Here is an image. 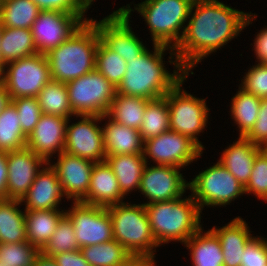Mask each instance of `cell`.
Returning a JSON list of instances; mask_svg holds the SVG:
<instances>
[{
    "instance_id": "cell-7",
    "label": "cell",
    "mask_w": 267,
    "mask_h": 266,
    "mask_svg": "<svg viewBox=\"0 0 267 266\" xmlns=\"http://www.w3.org/2000/svg\"><path fill=\"white\" fill-rule=\"evenodd\" d=\"M69 102L76 116L106 115L117 93V87L95 68L66 83Z\"/></svg>"
},
{
    "instance_id": "cell-14",
    "label": "cell",
    "mask_w": 267,
    "mask_h": 266,
    "mask_svg": "<svg viewBox=\"0 0 267 266\" xmlns=\"http://www.w3.org/2000/svg\"><path fill=\"white\" fill-rule=\"evenodd\" d=\"M83 16L84 14L51 10L40 11L31 27L37 52L46 54L66 41L83 22L89 20Z\"/></svg>"
},
{
    "instance_id": "cell-8",
    "label": "cell",
    "mask_w": 267,
    "mask_h": 266,
    "mask_svg": "<svg viewBox=\"0 0 267 266\" xmlns=\"http://www.w3.org/2000/svg\"><path fill=\"white\" fill-rule=\"evenodd\" d=\"M6 65L9 66H4L0 72V82L11 99L37 97L40 90L52 79L45 54L38 53Z\"/></svg>"
},
{
    "instance_id": "cell-4",
    "label": "cell",
    "mask_w": 267,
    "mask_h": 266,
    "mask_svg": "<svg viewBox=\"0 0 267 266\" xmlns=\"http://www.w3.org/2000/svg\"><path fill=\"white\" fill-rule=\"evenodd\" d=\"M144 206L158 246L176 240L185 243L201 228V210L192 195Z\"/></svg>"
},
{
    "instance_id": "cell-38",
    "label": "cell",
    "mask_w": 267,
    "mask_h": 266,
    "mask_svg": "<svg viewBox=\"0 0 267 266\" xmlns=\"http://www.w3.org/2000/svg\"><path fill=\"white\" fill-rule=\"evenodd\" d=\"M80 249L74 227L70 219L64 215L57 224L52 237L41 250L44 255L54 257L62 252Z\"/></svg>"
},
{
    "instance_id": "cell-18",
    "label": "cell",
    "mask_w": 267,
    "mask_h": 266,
    "mask_svg": "<svg viewBox=\"0 0 267 266\" xmlns=\"http://www.w3.org/2000/svg\"><path fill=\"white\" fill-rule=\"evenodd\" d=\"M94 164L93 161L63 151L58 155L57 163L50 165L56 171L67 199L81 202L87 196Z\"/></svg>"
},
{
    "instance_id": "cell-6",
    "label": "cell",
    "mask_w": 267,
    "mask_h": 266,
    "mask_svg": "<svg viewBox=\"0 0 267 266\" xmlns=\"http://www.w3.org/2000/svg\"><path fill=\"white\" fill-rule=\"evenodd\" d=\"M193 1L145 0L134 9L144 17L155 44L175 48L184 34L186 27L184 23L189 18ZM182 27L183 31L180 35L179 31Z\"/></svg>"
},
{
    "instance_id": "cell-11",
    "label": "cell",
    "mask_w": 267,
    "mask_h": 266,
    "mask_svg": "<svg viewBox=\"0 0 267 266\" xmlns=\"http://www.w3.org/2000/svg\"><path fill=\"white\" fill-rule=\"evenodd\" d=\"M65 212L74 227L80 248L109 242L114 239L112 220L107 207L74 202Z\"/></svg>"
},
{
    "instance_id": "cell-24",
    "label": "cell",
    "mask_w": 267,
    "mask_h": 266,
    "mask_svg": "<svg viewBox=\"0 0 267 266\" xmlns=\"http://www.w3.org/2000/svg\"><path fill=\"white\" fill-rule=\"evenodd\" d=\"M109 118L102 128L104 147L107 155L143 154L144 141L139 130L118 124Z\"/></svg>"
},
{
    "instance_id": "cell-15",
    "label": "cell",
    "mask_w": 267,
    "mask_h": 266,
    "mask_svg": "<svg viewBox=\"0 0 267 266\" xmlns=\"http://www.w3.org/2000/svg\"><path fill=\"white\" fill-rule=\"evenodd\" d=\"M81 121L66 126L64 152L93 162L106 159L102 128L96 122L104 120L103 116H76ZM83 117V118H82Z\"/></svg>"
},
{
    "instance_id": "cell-42",
    "label": "cell",
    "mask_w": 267,
    "mask_h": 266,
    "mask_svg": "<svg viewBox=\"0 0 267 266\" xmlns=\"http://www.w3.org/2000/svg\"><path fill=\"white\" fill-rule=\"evenodd\" d=\"M241 88L257 98H267V63H258L243 77Z\"/></svg>"
},
{
    "instance_id": "cell-26",
    "label": "cell",
    "mask_w": 267,
    "mask_h": 266,
    "mask_svg": "<svg viewBox=\"0 0 267 266\" xmlns=\"http://www.w3.org/2000/svg\"><path fill=\"white\" fill-rule=\"evenodd\" d=\"M64 215V210L25 211L27 241L41 251Z\"/></svg>"
},
{
    "instance_id": "cell-46",
    "label": "cell",
    "mask_w": 267,
    "mask_h": 266,
    "mask_svg": "<svg viewBox=\"0 0 267 266\" xmlns=\"http://www.w3.org/2000/svg\"><path fill=\"white\" fill-rule=\"evenodd\" d=\"M53 258L58 266H91L82 255L80 249L62 252Z\"/></svg>"
},
{
    "instance_id": "cell-45",
    "label": "cell",
    "mask_w": 267,
    "mask_h": 266,
    "mask_svg": "<svg viewBox=\"0 0 267 266\" xmlns=\"http://www.w3.org/2000/svg\"><path fill=\"white\" fill-rule=\"evenodd\" d=\"M245 137L261 148L267 146V98L261 99L255 125Z\"/></svg>"
},
{
    "instance_id": "cell-43",
    "label": "cell",
    "mask_w": 267,
    "mask_h": 266,
    "mask_svg": "<svg viewBox=\"0 0 267 266\" xmlns=\"http://www.w3.org/2000/svg\"><path fill=\"white\" fill-rule=\"evenodd\" d=\"M241 266H267V240L252 237L245 246Z\"/></svg>"
},
{
    "instance_id": "cell-5",
    "label": "cell",
    "mask_w": 267,
    "mask_h": 266,
    "mask_svg": "<svg viewBox=\"0 0 267 266\" xmlns=\"http://www.w3.org/2000/svg\"><path fill=\"white\" fill-rule=\"evenodd\" d=\"M112 220L114 240L134 256L155 257L157 242L144 204L118 203L107 207Z\"/></svg>"
},
{
    "instance_id": "cell-52",
    "label": "cell",
    "mask_w": 267,
    "mask_h": 266,
    "mask_svg": "<svg viewBox=\"0 0 267 266\" xmlns=\"http://www.w3.org/2000/svg\"><path fill=\"white\" fill-rule=\"evenodd\" d=\"M2 29H3V26L0 21V41H1V36H2ZM4 66L5 65L2 63V56H1V51H0V72L3 70Z\"/></svg>"
},
{
    "instance_id": "cell-2",
    "label": "cell",
    "mask_w": 267,
    "mask_h": 266,
    "mask_svg": "<svg viewBox=\"0 0 267 266\" xmlns=\"http://www.w3.org/2000/svg\"><path fill=\"white\" fill-rule=\"evenodd\" d=\"M153 46V53L146 48L138 57L127 60L126 73L117 87V93L148 100L158 99L189 75L185 69L174 70L171 74L164 68V51L170 48V56H176L174 48L155 43Z\"/></svg>"
},
{
    "instance_id": "cell-31",
    "label": "cell",
    "mask_w": 267,
    "mask_h": 266,
    "mask_svg": "<svg viewBox=\"0 0 267 266\" xmlns=\"http://www.w3.org/2000/svg\"><path fill=\"white\" fill-rule=\"evenodd\" d=\"M40 11L31 0H0V21L3 27L31 29Z\"/></svg>"
},
{
    "instance_id": "cell-40",
    "label": "cell",
    "mask_w": 267,
    "mask_h": 266,
    "mask_svg": "<svg viewBox=\"0 0 267 266\" xmlns=\"http://www.w3.org/2000/svg\"><path fill=\"white\" fill-rule=\"evenodd\" d=\"M11 102L16 107L21 129L28 137L42 115L38 100L36 97H19L11 99Z\"/></svg>"
},
{
    "instance_id": "cell-3",
    "label": "cell",
    "mask_w": 267,
    "mask_h": 266,
    "mask_svg": "<svg viewBox=\"0 0 267 266\" xmlns=\"http://www.w3.org/2000/svg\"><path fill=\"white\" fill-rule=\"evenodd\" d=\"M99 40L98 29L89 19L66 41L46 53L52 80L68 83L93 71Z\"/></svg>"
},
{
    "instance_id": "cell-13",
    "label": "cell",
    "mask_w": 267,
    "mask_h": 266,
    "mask_svg": "<svg viewBox=\"0 0 267 266\" xmlns=\"http://www.w3.org/2000/svg\"><path fill=\"white\" fill-rule=\"evenodd\" d=\"M202 151L188 137L170 130L144 141L143 157L147 161L149 156L157 165L181 168L201 156Z\"/></svg>"
},
{
    "instance_id": "cell-22",
    "label": "cell",
    "mask_w": 267,
    "mask_h": 266,
    "mask_svg": "<svg viewBox=\"0 0 267 266\" xmlns=\"http://www.w3.org/2000/svg\"><path fill=\"white\" fill-rule=\"evenodd\" d=\"M263 148L253 144L246 137L224 150L219 162L245 187L250 179L256 155Z\"/></svg>"
},
{
    "instance_id": "cell-20",
    "label": "cell",
    "mask_w": 267,
    "mask_h": 266,
    "mask_svg": "<svg viewBox=\"0 0 267 266\" xmlns=\"http://www.w3.org/2000/svg\"><path fill=\"white\" fill-rule=\"evenodd\" d=\"M42 168L20 200L21 203L26 202L25 211L59 210L61 197L65 196L56 171L51 166Z\"/></svg>"
},
{
    "instance_id": "cell-1",
    "label": "cell",
    "mask_w": 267,
    "mask_h": 266,
    "mask_svg": "<svg viewBox=\"0 0 267 266\" xmlns=\"http://www.w3.org/2000/svg\"><path fill=\"white\" fill-rule=\"evenodd\" d=\"M251 16V12L238 11L218 0H194L189 12L190 20L174 48L176 60L169 62L176 69H185L189 73L201 59L227 44L246 25L251 24L250 20L255 19V14L252 16L254 18Z\"/></svg>"
},
{
    "instance_id": "cell-49",
    "label": "cell",
    "mask_w": 267,
    "mask_h": 266,
    "mask_svg": "<svg viewBox=\"0 0 267 266\" xmlns=\"http://www.w3.org/2000/svg\"><path fill=\"white\" fill-rule=\"evenodd\" d=\"M119 266H155L153 256H134L131 255L124 263Z\"/></svg>"
},
{
    "instance_id": "cell-29",
    "label": "cell",
    "mask_w": 267,
    "mask_h": 266,
    "mask_svg": "<svg viewBox=\"0 0 267 266\" xmlns=\"http://www.w3.org/2000/svg\"><path fill=\"white\" fill-rule=\"evenodd\" d=\"M20 200H0V244L27 241L25 213L18 209Z\"/></svg>"
},
{
    "instance_id": "cell-48",
    "label": "cell",
    "mask_w": 267,
    "mask_h": 266,
    "mask_svg": "<svg viewBox=\"0 0 267 266\" xmlns=\"http://www.w3.org/2000/svg\"><path fill=\"white\" fill-rule=\"evenodd\" d=\"M7 152L0 151V200L7 199Z\"/></svg>"
},
{
    "instance_id": "cell-39",
    "label": "cell",
    "mask_w": 267,
    "mask_h": 266,
    "mask_svg": "<svg viewBox=\"0 0 267 266\" xmlns=\"http://www.w3.org/2000/svg\"><path fill=\"white\" fill-rule=\"evenodd\" d=\"M41 251L28 241L0 244V264L2 266H33Z\"/></svg>"
},
{
    "instance_id": "cell-27",
    "label": "cell",
    "mask_w": 267,
    "mask_h": 266,
    "mask_svg": "<svg viewBox=\"0 0 267 266\" xmlns=\"http://www.w3.org/2000/svg\"><path fill=\"white\" fill-rule=\"evenodd\" d=\"M203 233L200 228L184 244L191 252L193 266H224L223 252L217 235L208 230Z\"/></svg>"
},
{
    "instance_id": "cell-34",
    "label": "cell",
    "mask_w": 267,
    "mask_h": 266,
    "mask_svg": "<svg viewBox=\"0 0 267 266\" xmlns=\"http://www.w3.org/2000/svg\"><path fill=\"white\" fill-rule=\"evenodd\" d=\"M261 99L240 87L232 98L231 116L239 127V136L245 137L254 127L258 117Z\"/></svg>"
},
{
    "instance_id": "cell-28",
    "label": "cell",
    "mask_w": 267,
    "mask_h": 266,
    "mask_svg": "<svg viewBox=\"0 0 267 266\" xmlns=\"http://www.w3.org/2000/svg\"><path fill=\"white\" fill-rule=\"evenodd\" d=\"M2 63H7L38 54L31 29L3 27L0 41Z\"/></svg>"
},
{
    "instance_id": "cell-41",
    "label": "cell",
    "mask_w": 267,
    "mask_h": 266,
    "mask_svg": "<svg viewBox=\"0 0 267 266\" xmlns=\"http://www.w3.org/2000/svg\"><path fill=\"white\" fill-rule=\"evenodd\" d=\"M245 193H252L257 198L267 201V152L262 149L255 158L253 169Z\"/></svg>"
},
{
    "instance_id": "cell-23",
    "label": "cell",
    "mask_w": 267,
    "mask_h": 266,
    "mask_svg": "<svg viewBox=\"0 0 267 266\" xmlns=\"http://www.w3.org/2000/svg\"><path fill=\"white\" fill-rule=\"evenodd\" d=\"M220 240L224 266H241V257L252 238L248 224L240 217L234 218L221 228L211 229Z\"/></svg>"
},
{
    "instance_id": "cell-44",
    "label": "cell",
    "mask_w": 267,
    "mask_h": 266,
    "mask_svg": "<svg viewBox=\"0 0 267 266\" xmlns=\"http://www.w3.org/2000/svg\"><path fill=\"white\" fill-rule=\"evenodd\" d=\"M41 11L51 10L68 14H85L88 6L83 0H31Z\"/></svg>"
},
{
    "instance_id": "cell-21",
    "label": "cell",
    "mask_w": 267,
    "mask_h": 266,
    "mask_svg": "<svg viewBox=\"0 0 267 266\" xmlns=\"http://www.w3.org/2000/svg\"><path fill=\"white\" fill-rule=\"evenodd\" d=\"M123 198L117 178L107 162H96L92 168L87 196L81 202L108 207L122 203Z\"/></svg>"
},
{
    "instance_id": "cell-30",
    "label": "cell",
    "mask_w": 267,
    "mask_h": 266,
    "mask_svg": "<svg viewBox=\"0 0 267 266\" xmlns=\"http://www.w3.org/2000/svg\"><path fill=\"white\" fill-rule=\"evenodd\" d=\"M149 101L142 97L116 93L106 115L118 124L139 130Z\"/></svg>"
},
{
    "instance_id": "cell-25",
    "label": "cell",
    "mask_w": 267,
    "mask_h": 266,
    "mask_svg": "<svg viewBox=\"0 0 267 266\" xmlns=\"http://www.w3.org/2000/svg\"><path fill=\"white\" fill-rule=\"evenodd\" d=\"M105 161L114 172L124 196L135 188L139 190L143 171L148 165L143 154L107 155Z\"/></svg>"
},
{
    "instance_id": "cell-12",
    "label": "cell",
    "mask_w": 267,
    "mask_h": 266,
    "mask_svg": "<svg viewBox=\"0 0 267 266\" xmlns=\"http://www.w3.org/2000/svg\"><path fill=\"white\" fill-rule=\"evenodd\" d=\"M125 7L119 8L101 21L91 20L98 29L100 40L127 62L128 59L138 57L146 46L131 30L129 18L133 9L129 5Z\"/></svg>"
},
{
    "instance_id": "cell-37",
    "label": "cell",
    "mask_w": 267,
    "mask_h": 266,
    "mask_svg": "<svg viewBox=\"0 0 267 266\" xmlns=\"http://www.w3.org/2000/svg\"><path fill=\"white\" fill-rule=\"evenodd\" d=\"M95 68L104 75L110 83L118 87L126 73V61L99 40L96 50Z\"/></svg>"
},
{
    "instance_id": "cell-35",
    "label": "cell",
    "mask_w": 267,
    "mask_h": 266,
    "mask_svg": "<svg viewBox=\"0 0 267 266\" xmlns=\"http://www.w3.org/2000/svg\"><path fill=\"white\" fill-rule=\"evenodd\" d=\"M27 136L23 133L15 105L10 102L0 113V151L26 148Z\"/></svg>"
},
{
    "instance_id": "cell-19",
    "label": "cell",
    "mask_w": 267,
    "mask_h": 266,
    "mask_svg": "<svg viewBox=\"0 0 267 266\" xmlns=\"http://www.w3.org/2000/svg\"><path fill=\"white\" fill-rule=\"evenodd\" d=\"M69 119L42 114L39 122L27 137L26 147L49 162L52 154L58 151L59 155L64 151L66 126Z\"/></svg>"
},
{
    "instance_id": "cell-36",
    "label": "cell",
    "mask_w": 267,
    "mask_h": 266,
    "mask_svg": "<svg viewBox=\"0 0 267 266\" xmlns=\"http://www.w3.org/2000/svg\"><path fill=\"white\" fill-rule=\"evenodd\" d=\"M80 251L91 266H119L131 256L126 248L114 239L80 248Z\"/></svg>"
},
{
    "instance_id": "cell-51",
    "label": "cell",
    "mask_w": 267,
    "mask_h": 266,
    "mask_svg": "<svg viewBox=\"0 0 267 266\" xmlns=\"http://www.w3.org/2000/svg\"><path fill=\"white\" fill-rule=\"evenodd\" d=\"M11 102V98L4 85L0 82V113L8 106Z\"/></svg>"
},
{
    "instance_id": "cell-10",
    "label": "cell",
    "mask_w": 267,
    "mask_h": 266,
    "mask_svg": "<svg viewBox=\"0 0 267 266\" xmlns=\"http://www.w3.org/2000/svg\"><path fill=\"white\" fill-rule=\"evenodd\" d=\"M189 189L200 210L205 206H225L245 193L241 183L218 161L200 172Z\"/></svg>"
},
{
    "instance_id": "cell-50",
    "label": "cell",
    "mask_w": 267,
    "mask_h": 266,
    "mask_svg": "<svg viewBox=\"0 0 267 266\" xmlns=\"http://www.w3.org/2000/svg\"><path fill=\"white\" fill-rule=\"evenodd\" d=\"M33 266H58V265L53 257L44 255L42 252H40L36 256Z\"/></svg>"
},
{
    "instance_id": "cell-32",
    "label": "cell",
    "mask_w": 267,
    "mask_h": 266,
    "mask_svg": "<svg viewBox=\"0 0 267 266\" xmlns=\"http://www.w3.org/2000/svg\"><path fill=\"white\" fill-rule=\"evenodd\" d=\"M42 114L69 118L73 113L66 83L50 80L37 95Z\"/></svg>"
},
{
    "instance_id": "cell-17",
    "label": "cell",
    "mask_w": 267,
    "mask_h": 266,
    "mask_svg": "<svg viewBox=\"0 0 267 266\" xmlns=\"http://www.w3.org/2000/svg\"><path fill=\"white\" fill-rule=\"evenodd\" d=\"M44 164L48 166L50 162L36 155L27 147L7 152V199L21 200Z\"/></svg>"
},
{
    "instance_id": "cell-33",
    "label": "cell",
    "mask_w": 267,
    "mask_h": 266,
    "mask_svg": "<svg viewBox=\"0 0 267 266\" xmlns=\"http://www.w3.org/2000/svg\"><path fill=\"white\" fill-rule=\"evenodd\" d=\"M169 108L166 97L150 100L144 111L139 132L146 141L170 131Z\"/></svg>"
},
{
    "instance_id": "cell-47",
    "label": "cell",
    "mask_w": 267,
    "mask_h": 266,
    "mask_svg": "<svg viewBox=\"0 0 267 266\" xmlns=\"http://www.w3.org/2000/svg\"><path fill=\"white\" fill-rule=\"evenodd\" d=\"M254 41V50L258 62L267 63V28L260 30Z\"/></svg>"
},
{
    "instance_id": "cell-9",
    "label": "cell",
    "mask_w": 267,
    "mask_h": 266,
    "mask_svg": "<svg viewBox=\"0 0 267 266\" xmlns=\"http://www.w3.org/2000/svg\"><path fill=\"white\" fill-rule=\"evenodd\" d=\"M187 77L165 95L169 108L170 130L188 137L203 150L197 135L205 129L210 109L207 108L205 99L196 98L181 90Z\"/></svg>"
},
{
    "instance_id": "cell-16",
    "label": "cell",
    "mask_w": 267,
    "mask_h": 266,
    "mask_svg": "<svg viewBox=\"0 0 267 266\" xmlns=\"http://www.w3.org/2000/svg\"><path fill=\"white\" fill-rule=\"evenodd\" d=\"M178 169L180 168L170 165H146L139 186V191L149 199L144 205L183 196L185 190L189 189V183Z\"/></svg>"
},
{
    "instance_id": "cell-53",
    "label": "cell",
    "mask_w": 267,
    "mask_h": 266,
    "mask_svg": "<svg viewBox=\"0 0 267 266\" xmlns=\"http://www.w3.org/2000/svg\"><path fill=\"white\" fill-rule=\"evenodd\" d=\"M84 2H85V4L88 6V8H89V6L90 5H92V2L94 1V0H83Z\"/></svg>"
}]
</instances>
